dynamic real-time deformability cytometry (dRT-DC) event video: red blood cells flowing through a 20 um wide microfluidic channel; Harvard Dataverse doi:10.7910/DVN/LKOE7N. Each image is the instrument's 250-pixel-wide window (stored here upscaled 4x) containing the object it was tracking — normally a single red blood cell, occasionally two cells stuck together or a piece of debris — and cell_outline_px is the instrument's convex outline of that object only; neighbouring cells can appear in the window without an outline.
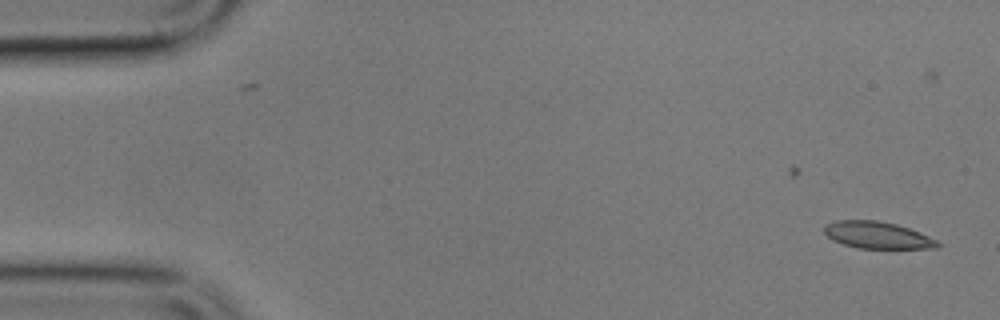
{"species": "common noctule bat (a hibernating species)", "species_latin": "Nyctalus noctula", "temperature_condition": "cold", "stored_images_in_passage": 2, "camera_frame_rate_fps": 3000, "um_per_image_px": 0.085, "animal": {"sex": "male", "body_mass_g": 17.9}, "frame": {"image": 1, "passage_image": 2, "time_ms": 1.0, "image_size_px": [1000, 320], "cell_outline_px": [[940, 244], [936, 248], [860, 248], [844, 244], [832, 240], [824, 232], [824, 224], [832, 220], [876, 220], [896, 224], [908, 228], [928, 236], [936, 240]], "centroid_in_image_um": [74.52, 19.97], "position_along_channel_um": 10.5, "area_um2": 17.63}}